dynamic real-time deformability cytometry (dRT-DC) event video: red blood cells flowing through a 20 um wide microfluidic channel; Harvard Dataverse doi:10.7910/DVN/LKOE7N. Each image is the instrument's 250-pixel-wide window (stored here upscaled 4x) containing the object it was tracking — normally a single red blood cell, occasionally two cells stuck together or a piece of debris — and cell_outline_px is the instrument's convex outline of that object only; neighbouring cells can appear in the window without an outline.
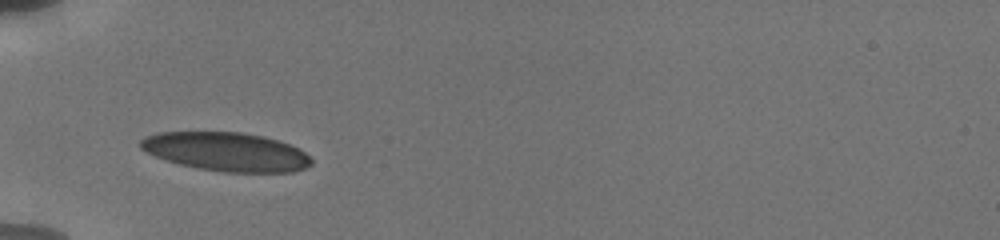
{"species": "human", "species_latin": "Homo sapiens", "temperature_condition": "cold", "stored_images_in_passage": 2, "camera_frame_rate_fps": 3000, "um_per_image_px": 0.085, "donor": {"sex": "male"}, "frame": {"image": 1, "passage_image": 1, "time_ms": 0.0, "image_size_px": [1000, 240], "cell_outline_px": [[312, 164], [308, 168], [292, 172], [224, 172], [200, 168], [180, 164], [156, 156], [140, 148], [140, 140], [144, 136], [156, 132], [240, 132], [264, 136], [300, 148], [312, 160]], "centroid_in_image_um": [19.25, 12.89], "position_along_channel_um": 65.7, "area_um2": 38.49}}
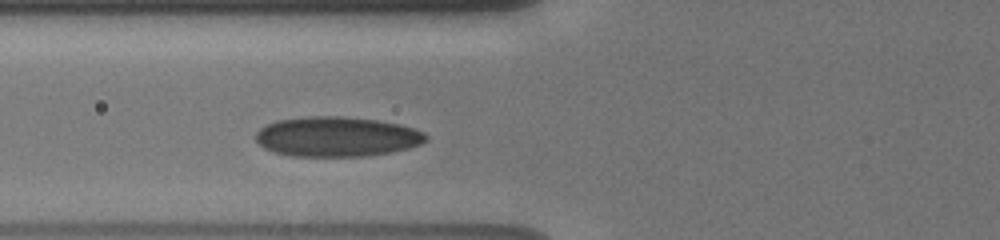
{"frame": {"image": 2, "passage_image": 2, "time_ms": 1.0, "image_size_px": [1000, 240], "cell_outline_px": [[428, 140], [420, 144], [408, 148], [392, 152], [364, 156], [288, 156], [264, 148], [256, 140], [256, 132], [260, 128], [276, 120], [308, 116], [344, 116], [376, 120], [400, 124], [424, 132], [428, 136]], "centroid_in_image_um": [28.63, 11.61], "position_along_channel_um": 97.2, "area_um2": 39.65}}